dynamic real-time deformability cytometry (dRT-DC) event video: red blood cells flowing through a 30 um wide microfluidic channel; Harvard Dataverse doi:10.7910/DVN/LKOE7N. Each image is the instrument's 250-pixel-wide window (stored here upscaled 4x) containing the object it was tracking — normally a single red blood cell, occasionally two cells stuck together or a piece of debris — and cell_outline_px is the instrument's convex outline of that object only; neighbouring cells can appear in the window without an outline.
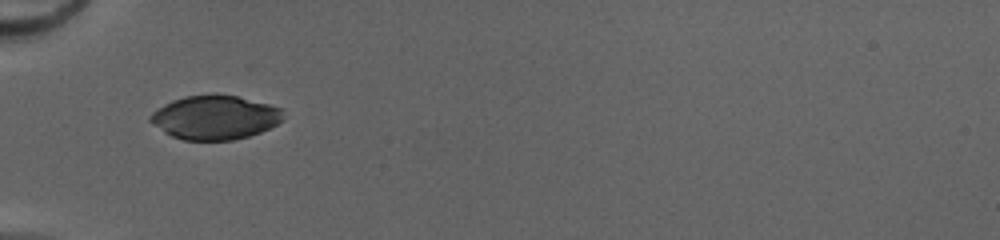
{"species": "common noctule bat (a hibernating species)", "species_latin": "Nyctalus noctula", "temperature_condition": "cold", "stored_images_in_passage": 25, "camera_frame_rate_fps": 3000, "um_per_image_px": 0.085, "animal": {"sex": "female", "body_mass_g": 20.0, "forearm_length_mm": 54.0}, "frame": {"image": 1, "passage_image": 1, "time_ms": 0.0, "image_size_px": [1000, 240], "cell_outline_px": [[284, 120], [260, 132], [248, 136], [232, 140], [184, 140], [172, 136], [164, 132], [148, 120], [148, 116], [152, 112], [164, 104], [172, 100], [184, 96], [236, 96], [284, 108]], "centroid_in_image_um": [18.28, 10.0], "position_along_channel_um": 66.7, "area_um2": 33.76}}
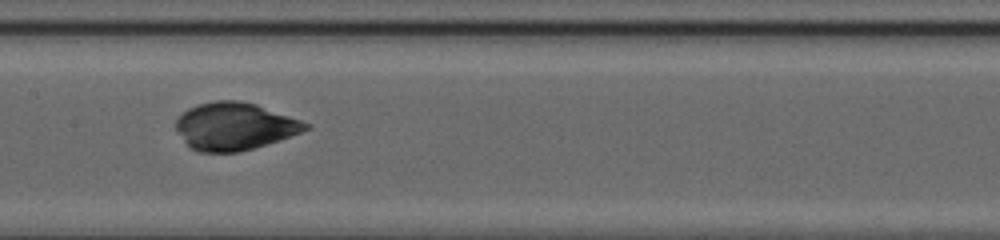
{"frame": {"image": 2, "passage_image": 10, "time_ms": 3.0, "image_size_px": [1000, 240], "cell_outline_px": [[312, 128], [280, 140], [252, 148], [236, 152], [196, 152], [184, 140], [176, 128], [176, 116], [188, 108], [200, 104], [216, 100], [240, 100], [256, 104], [312, 124]], "centroid_in_image_um": [19.95, 10.72], "position_along_channel_um": 187.4, "area_um2": 35.84}}
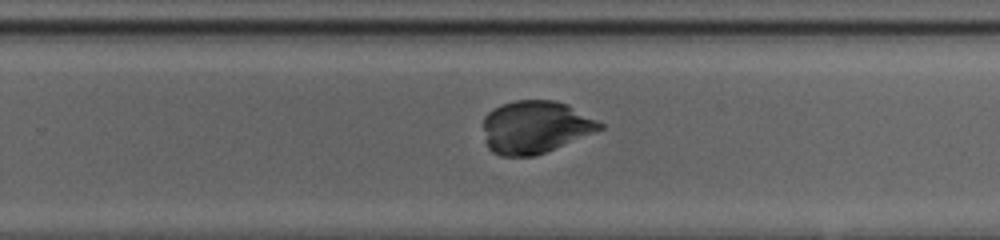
{"frame": {"image": 3, "passage_image": 17, "time_ms": 5.333, "image_size_px": [1000, 240], "cell_outline_px": [[604, 128], [596, 132], [544, 152], [532, 156], [500, 156], [492, 152], [488, 148], [484, 140], [484, 116], [488, 112], [500, 104], [516, 100], [556, 100], [568, 104], [604, 124]], "centroid_in_image_um": [45.48, 10.79], "position_along_channel_um": 284.3, "area_um2": 35.84}}